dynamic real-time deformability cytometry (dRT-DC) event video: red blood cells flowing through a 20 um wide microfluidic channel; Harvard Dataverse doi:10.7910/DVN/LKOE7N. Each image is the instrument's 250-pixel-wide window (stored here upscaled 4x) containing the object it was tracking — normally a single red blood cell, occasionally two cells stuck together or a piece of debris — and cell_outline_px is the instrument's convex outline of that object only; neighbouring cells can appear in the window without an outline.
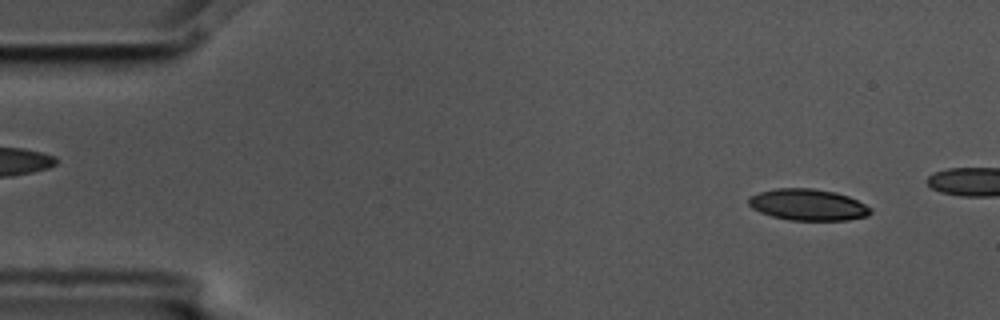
{"species": "common noctule bat (a hibernating species)", "species_latin": "Nyctalus noctula", "temperature_condition": "cold", "stored_images_in_passage": 4, "camera_frame_rate_fps": 3000, "um_per_image_px": 0.085, "animal": {"sex": "male", "body_mass_g": 17.5, "forearm_length_mm": 52.3}, "frame": {"image": 1, "passage_image": 1, "time_ms": 0.0, "image_size_px": [1000, 320], "cell_outline_px": [[872, 212], [868, 216], [848, 220], [788, 220], [772, 216], [760, 212], [752, 208], [748, 204], [748, 196], [760, 192], [776, 188], [812, 188], [836, 192], [848, 196], [872, 208]], "centroid_in_image_um": [68.67, 17.4], "position_along_channel_um": 16.3, "area_um2": 22.43}}